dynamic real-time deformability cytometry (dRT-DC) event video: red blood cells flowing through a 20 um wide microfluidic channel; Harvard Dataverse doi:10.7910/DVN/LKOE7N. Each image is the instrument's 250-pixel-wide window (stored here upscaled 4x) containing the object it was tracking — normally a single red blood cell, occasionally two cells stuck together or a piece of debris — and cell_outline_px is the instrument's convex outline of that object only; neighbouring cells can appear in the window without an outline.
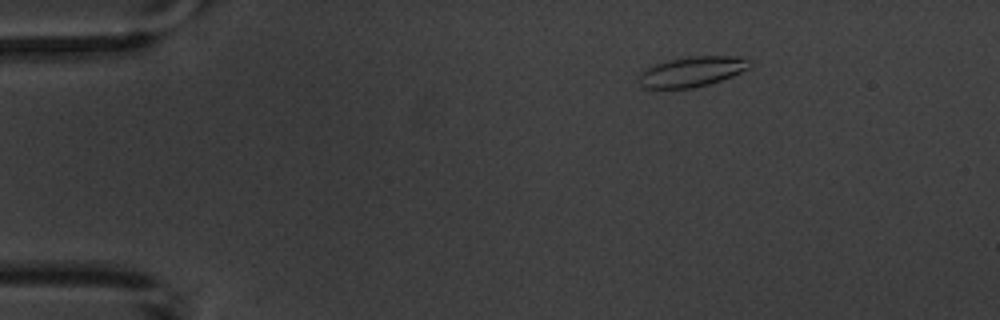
{"species": "common noctule bat (a hibernating species)", "species_latin": "Nyctalus noctula", "temperature_condition": "warm", "stored_images_in_passage": 4, "camera_frame_rate_fps": 3000, "um_per_image_px": 0.085, "animal": {"sex": "male", "body_mass_g": 20.1, "forearm_length_mm": 53.5}, "frame": {"image": 1, "passage_image": 1, "time_ms": 0.0, "image_size_px": [1000, 320], "cell_outline_px": [[752, 64], [748, 68], [732, 76], [708, 84], [692, 88], [644, 88], [640, 84], [640, 72], [656, 64], [688, 56], [736, 56], [752, 60]], "centroid_in_image_um": [58.86, 6.08], "position_along_channel_um": 26.1, "area_um2": 19.19}}